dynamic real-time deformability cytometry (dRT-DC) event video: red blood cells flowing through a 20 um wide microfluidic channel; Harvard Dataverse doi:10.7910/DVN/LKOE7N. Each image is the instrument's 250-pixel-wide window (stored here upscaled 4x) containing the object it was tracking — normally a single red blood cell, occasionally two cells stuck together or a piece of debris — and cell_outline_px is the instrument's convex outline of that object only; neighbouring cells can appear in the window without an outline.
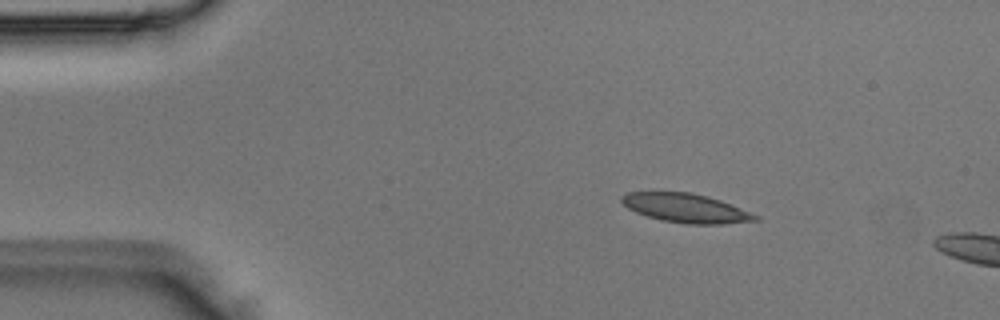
{"species": "Egyptian fruit bat (a non-hibernating species)", "species_latin": "Rousettus aegyptiacus", "temperature_condition": "room temperature", "stored_images_in_passage": 3, "camera_frame_rate_fps": 3000, "um_per_image_px": 0.085, "animal": {"sex": "male"}, "frame": {"image": 1, "passage_image": 1, "time_ms": 0.0, "image_size_px": [1000, 320], "cell_outline_px": [[760, 220], [724, 224], [688, 224], [660, 220], [636, 212], [628, 208], [620, 200], [620, 196], [628, 192], [692, 192], [720, 200], [760, 216]], "centroid_in_image_um": [58.3, 17.69], "position_along_channel_um": 26.7, "area_um2": 22.54}}